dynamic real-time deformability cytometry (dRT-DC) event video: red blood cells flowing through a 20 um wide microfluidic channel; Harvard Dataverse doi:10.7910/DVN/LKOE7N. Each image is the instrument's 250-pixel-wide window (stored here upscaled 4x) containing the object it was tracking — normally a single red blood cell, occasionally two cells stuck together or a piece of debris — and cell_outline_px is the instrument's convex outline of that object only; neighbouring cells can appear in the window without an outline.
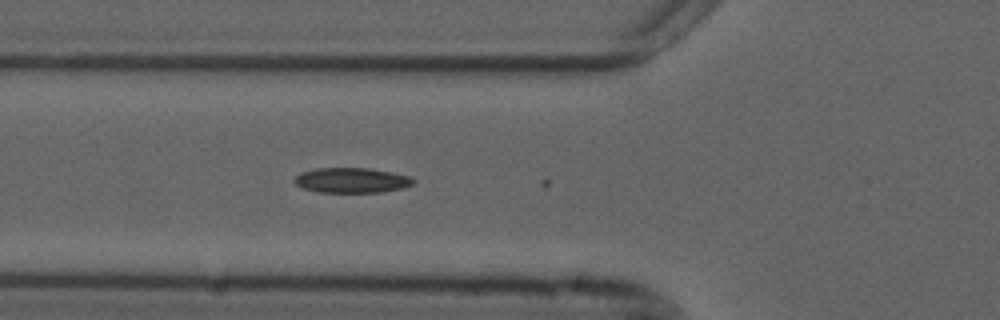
{"species": "common noctule bat (a hibernating species)", "species_latin": "Nyctalus noctula", "temperature_condition": "cold", "stored_images_in_passage": 4, "camera_frame_rate_fps": 3000, "um_per_image_px": 0.085, "animal": {"sex": "male", "forearm_length_mm": 52.5}, "frame": {"image": 1, "passage_image": 3, "time_ms": 0.667, "image_size_px": [1000, 320], "cell_outline_px": [[416, 180], [412, 184], [400, 188], [380, 192], [316, 192], [304, 188], [296, 184], [292, 180], [296, 176], [304, 172], [316, 168], [368, 168], [392, 172], [408, 176]], "centroid_in_image_um": [29.87, 15.32], "position_along_channel_um": 95.9, "area_um2": 17.17}}